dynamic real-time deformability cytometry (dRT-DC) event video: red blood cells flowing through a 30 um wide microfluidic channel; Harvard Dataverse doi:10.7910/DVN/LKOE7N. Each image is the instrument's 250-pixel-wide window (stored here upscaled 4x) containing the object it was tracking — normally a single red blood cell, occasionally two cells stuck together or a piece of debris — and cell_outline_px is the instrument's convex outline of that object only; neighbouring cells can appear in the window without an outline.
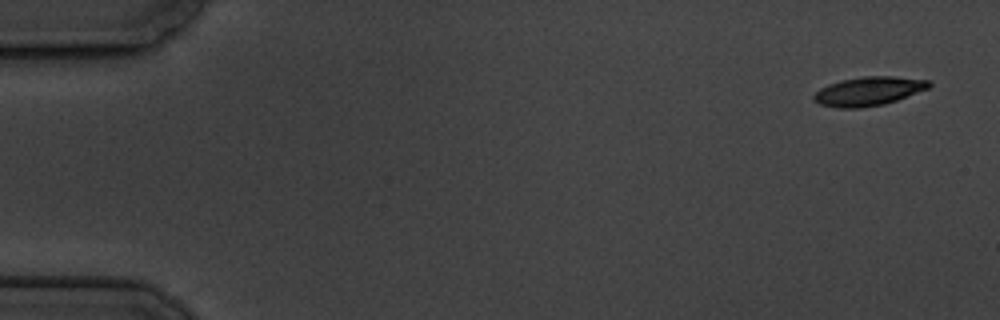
{"species": "common noctule bat (a hibernating species)", "species_latin": "Nyctalus noctula", "temperature_condition": "cold", "stored_images_in_passage": 5, "camera_frame_rate_fps": 3000, "um_per_image_px": 0.085, "animal": {"sex": "male", "body_mass_g": 19.5, "forearm_length_mm": 54.6}, "frame": {"image": 1, "passage_image": 1, "time_ms": 0.0, "image_size_px": [1000, 320], "cell_outline_px": [[932, 84], [928, 88], [896, 100], [884, 104], [860, 108], [840, 108], [820, 104], [812, 100], [812, 96], [820, 88], [828, 84], [840, 80], [864, 76], [892, 76], [932, 80]], "centroid_in_image_um": [73.81, 7.74], "position_along_channel_um": 11.2, "area_um2": 19.42}}
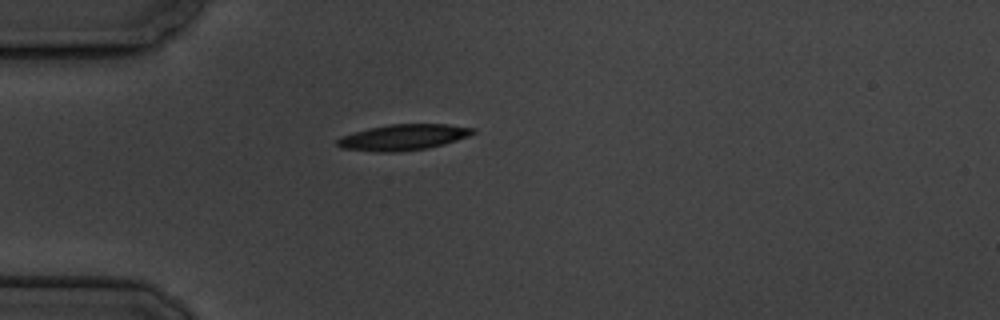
{"frame": {"image": 2, "passage_image": 5, "time_ms": 4.667, "image_size_px": [1000, 320], "cell_outline_px": [[476, 132], [468, 136], [444, 144], [428, 148], [396, 152], [376, 152], [340, 148], [336, 144], [336, 140], [340, 136], [368, 128], [388, 124], [448, 124], [476, 128]], "centroid_in_image_um": [34.25, 11.66], "position_along_channel_um": 50.7, "area_um2": 20.63}}